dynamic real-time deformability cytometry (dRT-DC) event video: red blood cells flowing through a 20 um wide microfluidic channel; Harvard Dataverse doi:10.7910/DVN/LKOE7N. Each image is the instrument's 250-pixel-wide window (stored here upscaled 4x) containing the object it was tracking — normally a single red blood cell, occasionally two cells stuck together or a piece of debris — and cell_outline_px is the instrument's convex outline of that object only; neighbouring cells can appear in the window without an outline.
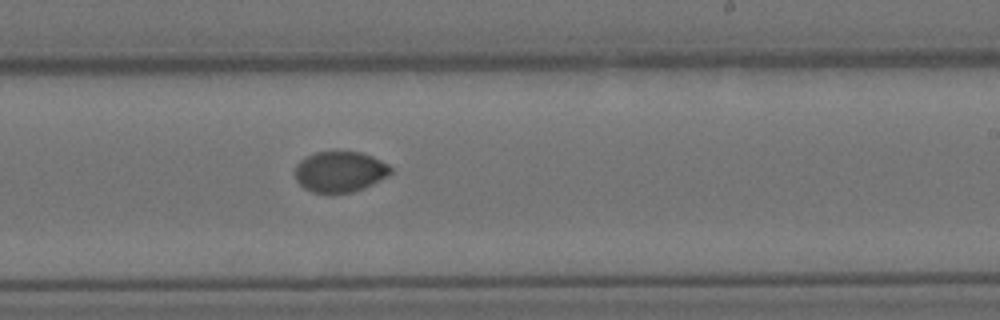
{"species": "Egyptian fruit bat (a non-hibernating species)", "species_latin": "Rousettus aegyptiacus", "temperature_condition": "cold", "stored_images_in_passage": 8, "camera_frame_rate_fps": 3000, "um_per_image_px": 0.085, "animal": {"sex": "female"}, "frame": {"image": 1, "passage_image": 8, "time_ms": 9.0, "image_size_px": [1000, 320], "cell_outline_px": [[392, 172], [372, 184], [364, 188], [352, 192], [332, 196], [312, 192], [304, 188], [296, 180], [296, 164], [300, 160], [316, 152], [360, 152], [372, 156], [388, 164], [392, 168]], "centroid_in_image_um": [28.87, 14.63], "position_along_channel_um": 260.1, "area_um2": 22.95}}